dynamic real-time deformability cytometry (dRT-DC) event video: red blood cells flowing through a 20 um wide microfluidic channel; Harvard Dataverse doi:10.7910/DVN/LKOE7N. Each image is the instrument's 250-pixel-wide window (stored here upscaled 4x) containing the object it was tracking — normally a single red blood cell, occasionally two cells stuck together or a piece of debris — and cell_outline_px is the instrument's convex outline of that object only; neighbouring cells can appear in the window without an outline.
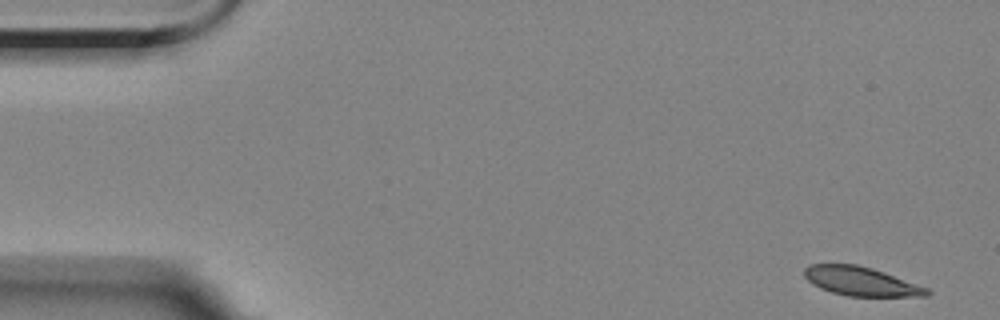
{"species": "Egyptian fruit bat (a non-hibernating species)", "species_latin": "Rousettus aegyptiacus", "temperature_condition": "room temperature", "stored_images_in_passage": 5, "camera_frame_rate_fps": 3000, "um_per_image_px": 0.085, "animal": {"sex": "female"}, "frame": {"image": 1, "passage_image": 1, "time_ms": 0.0, "image_size_px": [1000, 320], "cell_outline_px": [[932, 292], [928, 296], [848, 296], [832, 292], [820, 288], [812, 284], [804, 276], [804, 268], [808, 264], [856, 264], [872, 268], [884, 272], [928, 288]], "centroid_in_image_um": [73.17, 23.91], "position_along_channel_um": 11.8, "area_um2": 20.63}}
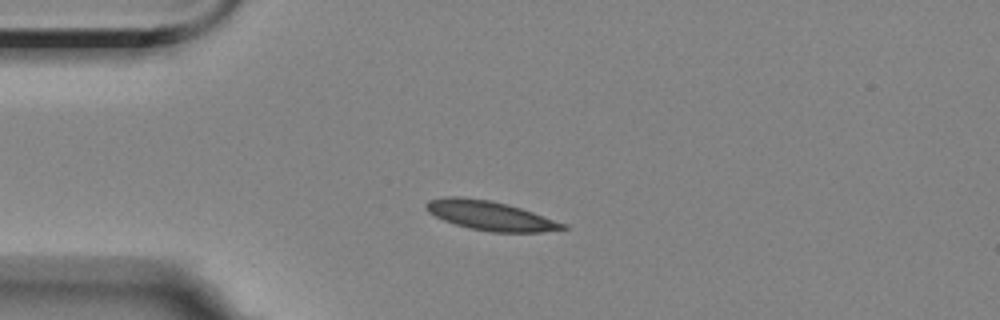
{"frame": {"image": 2, "passage_image": 4, "time_ms": 3.667, "image_size_px": [1000, 320], "cell_outline_px": [[568, 228], [540, 232], [492, 232], [468, 228], [444, 220], [428, 212], [424, 208], [424, 204], [428, 200], [444, 196], [460, 196], [492, 200], [508, 204], [568, 224]], "centroid_in_image_um": [41.64, 18.31], "position_along_channel_um": 43.4, "area_um2": 23.47}}